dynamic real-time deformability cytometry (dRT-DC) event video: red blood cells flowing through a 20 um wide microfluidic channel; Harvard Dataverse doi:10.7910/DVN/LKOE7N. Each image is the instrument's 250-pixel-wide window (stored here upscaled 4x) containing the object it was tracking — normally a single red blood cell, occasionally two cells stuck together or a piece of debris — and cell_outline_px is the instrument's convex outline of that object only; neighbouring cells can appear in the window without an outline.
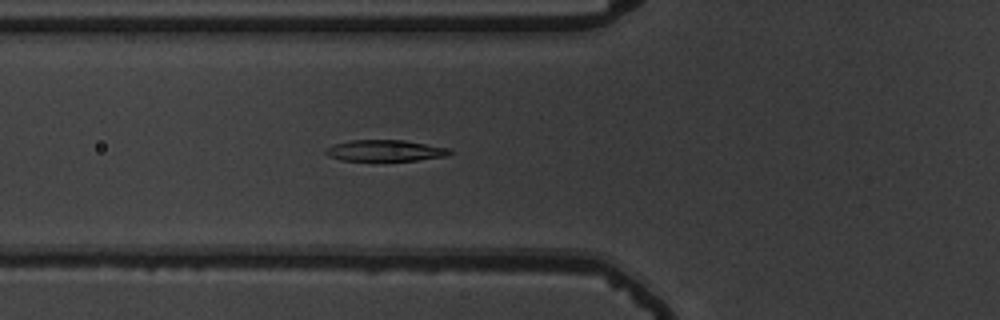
{"species": "common noctule bat (a hibernating species)", "species_latin": "Nyctalus noctula", "temperature_condition": "warm", "stored_images_in_passage": 51, "camera_frame_rate_fps": 3000, "um_per_image_px": 0.085, "animal": {"sex": "male", "body_mass_g": 19.5, "forearm_length_mm": 54.6}, "frame": {"image": 1, "passage_image": 16, "time_ms": 5.0, "image_size_px": [1000, 320], "cell_outline_px": [[452, 152], [448, 156], [416, 160], [340, 160], [328, 156], [324, 152], [324, 148], [336, 144], [352, 140], [404, 140], [452, 148]], "centroid_in_image_um": [32.77, 12.79], "position_along_channel_um": 93.0, "area_um2": 15.37}}
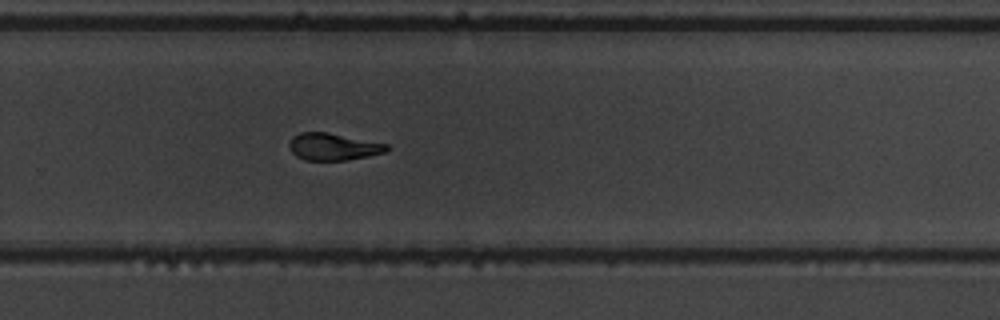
{"frame": {"image": 2, "passage_image": 33, "time_ms": 10.667, "image_size_px": [1000, 320], "cell_outline_px": [[388, 148], [384, 152], [368, 156], [348, 160], [304, 160], [296, 156], [292, 152], [288, 144], [292, 136], [300, 132], [328, 132], [388, 144]], "centroid_in_image_um": [28.28, 12.46], "position_along_channel_um": 301.5, "area_um2": 15.37}}
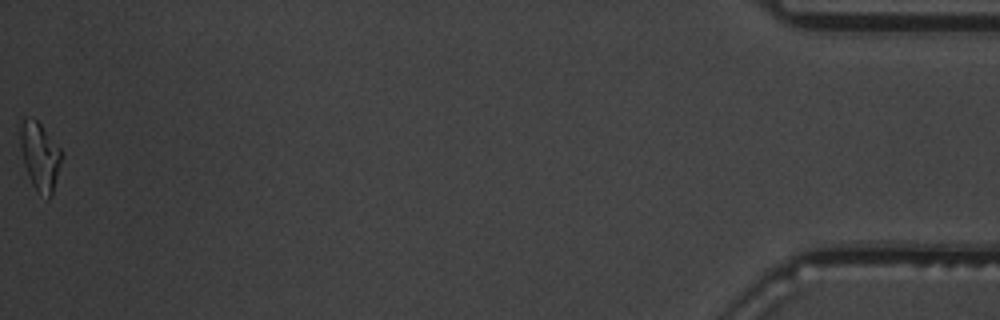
{"frame": {"image": 3, "passage_image": 51, "time_ms": 16.667, "image_size_px": [1000, 320], "cell_outline_px": [[64, 156], [52, 196], [48, 200], [36, 192], [28, 176], [24, 164], [20, 148], [20, 128], [24, 120], [32, 116], [40, 124], [60, 148]], "centroid_in_image_um": [3.42, 13.35], "position_along_channel_um": 431.8, "area_um2": 16.65}, "authors_computed_cell_mechanics": {"area_um2": 16.1262, "velocity_mm_per_s": 3.6772, "shape_relaxation_time_tau1_ms": 4.524, "shape_relaxation_time_tau2_ms": 3.8214, "deformation_change_tau1": 0.197, "deformation_change_tau2": 0.1126}}